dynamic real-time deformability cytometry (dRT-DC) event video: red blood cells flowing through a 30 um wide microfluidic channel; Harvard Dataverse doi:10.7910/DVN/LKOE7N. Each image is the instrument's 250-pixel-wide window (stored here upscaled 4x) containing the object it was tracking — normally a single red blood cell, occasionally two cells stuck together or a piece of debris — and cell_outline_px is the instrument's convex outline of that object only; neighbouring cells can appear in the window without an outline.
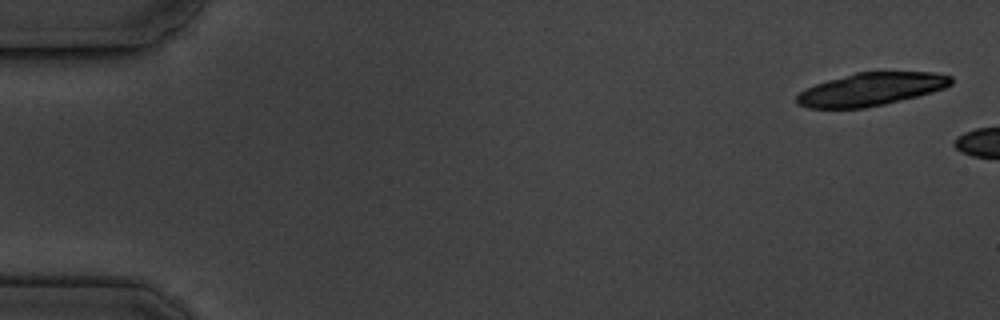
{"species": "common noctule bat (a hibernating species)", "species_latin": "Nyctalus noctula", "temperature_condition": "cold", "stored_images_in_passage": 3, "camera_frame_rate_fps": 3000, "um_per_image_px": 0.085, "animal": {"sex": "male", "body_mass_g": 19.5, "forearm_length_mm": 54.6}, "frame": {"image": 1, "passage_image": 1, "time_ms": 0.0, "image_size_px": [1000, 320], "cell_outline_px": [[952, 84], [944, 88], [932, 92], [884, 104], [864, 108], [808, 108], [796, 104], [796, 96], [804, 88], [828, 80], [856, 72], [932, 72], [952, 76]], "centroid_in_image_um": [74.01, 7.58], "position_along_channel_um": 11.0, "area_um2": 29.48}}